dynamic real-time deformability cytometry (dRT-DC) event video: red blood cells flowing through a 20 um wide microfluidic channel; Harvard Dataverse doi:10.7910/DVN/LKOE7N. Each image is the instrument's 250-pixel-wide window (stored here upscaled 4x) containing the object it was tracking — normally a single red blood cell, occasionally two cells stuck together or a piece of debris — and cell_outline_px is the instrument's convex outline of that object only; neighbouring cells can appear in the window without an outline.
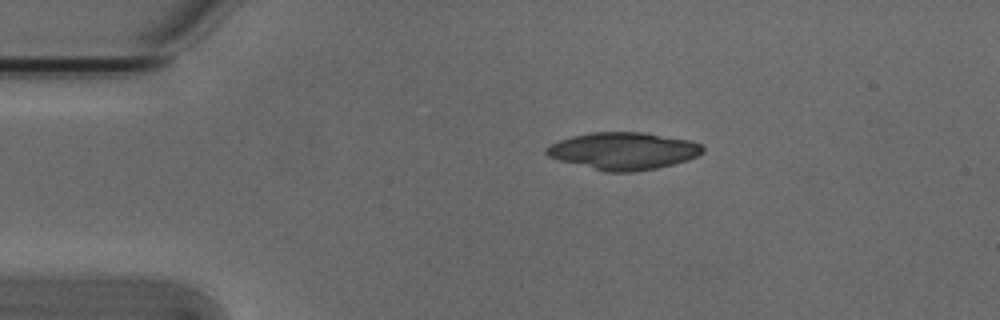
{"species": "Egyptian fruit bat (a non-hibernating species)", "species_latin": "Rousettus aegyptiacus", "temperature_condition": "cold", "stored_images_in_passage": 44, "camera_frame_rate_fps": 3000, "um_per_image_px": 0.085, "animal": {"sex": "male"}, "frame": {"image": 1, "passage_image": 1, "time_ms": 0.0, "image_size_px": [1000, 320], "cell_outline_px": [[704, 152], [688, 160], [656, 168], [632, 172], [604, 172], [560, 160], [548, 156], [544, 152], [544, 148], [560, 140], [572, 136], [592, 132], [640, 132], [692, 140], [700, 144], [704, 148]], "centroid_in_image_um": [52.99, 12.83], "position_along_channel_um": 32.0, "area_um2": 33.87}}